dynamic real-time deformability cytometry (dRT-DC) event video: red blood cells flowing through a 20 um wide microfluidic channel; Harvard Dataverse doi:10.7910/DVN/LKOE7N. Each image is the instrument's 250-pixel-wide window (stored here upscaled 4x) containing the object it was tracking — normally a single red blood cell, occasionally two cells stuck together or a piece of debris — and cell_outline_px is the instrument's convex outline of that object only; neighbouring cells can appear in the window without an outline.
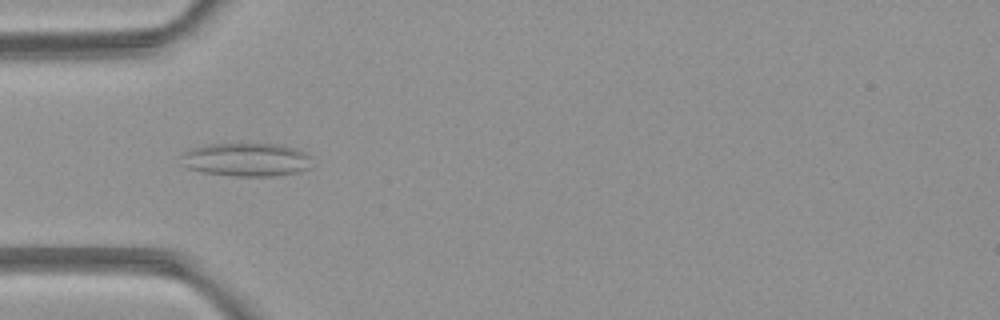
{"species": "common noctule bat (a hibernating species)", "species_latin": "Nyctalus noctula", "temperature_condition": "room temperature", "stored_images_in_passage": 5, "camera_frame_rate_fps": 3000, "um_per_image_px": 0.085, "animal": {"sex": "female", "body_mass_g": 21.9}, "frame": {"image": 1, "passage_image": 3, "time_ms": 3.0, "image_size_px": [1000, 320], "cell_outline_px": [[308, 168], [300, 172], [272, 176], [232, 176], [204, 172], [188, 168], [180, 164], [180, 156], [188, 148], [208, 144], [276, 144], [296, 148], [304, 152], [308, 156]], "centroid_in_image_um": [20.85, 13.57], "position_along_channel_um": 64.2, "area_um2": 25.49}}
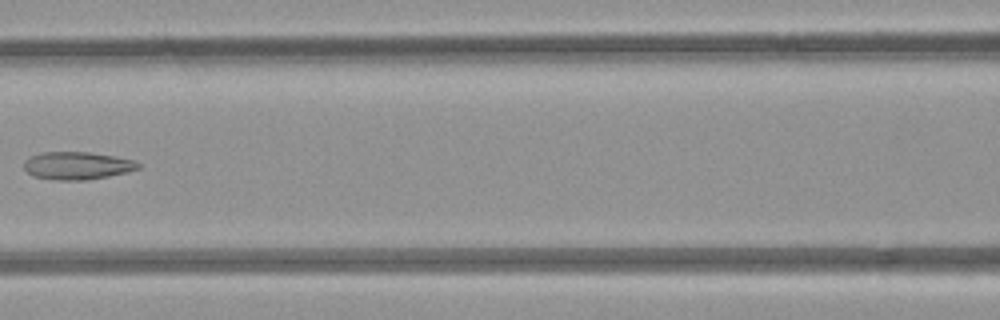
{"frame": {"image": 2, "passage_image": 5, "time_ms": 5.333, "image_size_px": [1000, 320], "cell_outline_px": [[140, 168], [128, 172], [88, 180], [52, 180], [32, 176], [24, 168], [24, 160], [28, 156], [44, 152], [88, 152], [116, 156], [136, 160], [140, 164]], "centroid_in_image_um": [6.56, 14.08], "position_along_channel_um": 160.0, "area_um2": 18.73}}